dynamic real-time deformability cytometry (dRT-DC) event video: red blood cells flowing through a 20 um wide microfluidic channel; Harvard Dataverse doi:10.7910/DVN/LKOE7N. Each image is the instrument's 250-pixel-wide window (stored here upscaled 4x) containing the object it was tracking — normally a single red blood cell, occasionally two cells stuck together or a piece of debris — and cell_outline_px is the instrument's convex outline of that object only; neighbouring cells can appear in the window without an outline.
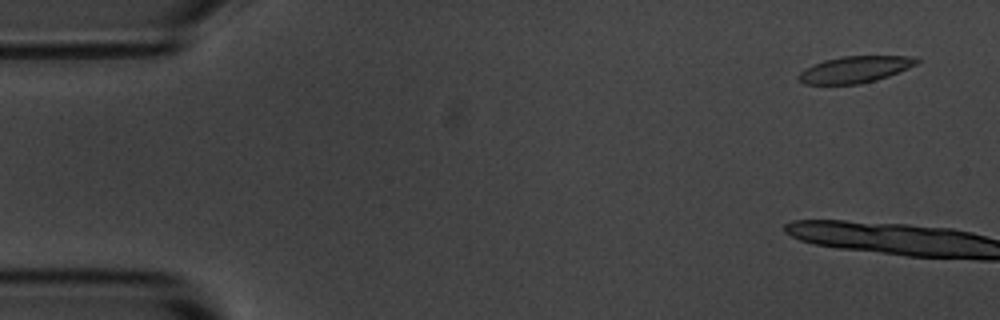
{"species": "common noctule bat (a hibernating species)", "species_latin": "Nyctalus noctula", "temperature_condition": "room temperature", "stored_images_in_passage": 4, "camera_frame_rate_fps": 3000, "um_per_image_px": 0.085, "animal": {"sex": "male", "body_mass_g": 20.1, "forearm_length_mm": 53.5}, "frame": {"image": 1, "passage_image": 1, "time_ms": 0.0, "image_size_px": [1000, 320], "cell_outline_px": [[920, 60], [916, 64], [908, 68], [888, 76], [876, 80], [860, 84], [804, 84], [796, 80], [796, 76], [804, 68], [812, 64], [824, 60], [840, 56], [908, 56]], "centroid_in_image_um": [72.59, 5.91], "position_along_channel_um": 12.4, "area_um2": 18.38}}